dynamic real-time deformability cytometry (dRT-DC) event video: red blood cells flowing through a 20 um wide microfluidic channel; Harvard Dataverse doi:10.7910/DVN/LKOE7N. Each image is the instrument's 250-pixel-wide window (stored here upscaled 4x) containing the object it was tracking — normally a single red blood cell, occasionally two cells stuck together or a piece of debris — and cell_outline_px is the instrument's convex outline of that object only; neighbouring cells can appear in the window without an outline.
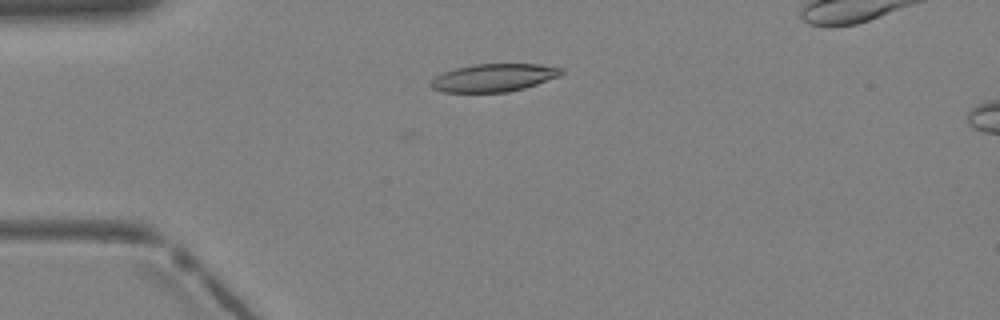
{"species": "Egyptian fruit bat (a non-hibernating species)", "species_latin": "Rousettus aegyptiacus", "temperature_condition": "warm", "stored_images_in_passage": 2, "camera_frame_rate_fps": 3000, "um_per_image_px": 0.085, "animal": {"sex": "female"}, "frame": {"image": 1, "passage_image": 1, "time_ms": 0.0, "image_size_px": [1000, 320], "cell_outline_px": [[564, 72], [560, 76], [524, 88], [508, 92], [444, 92], [432, 88], [428, 84], [436, 76], [444, 72], [456, 68], [476, 64], [540, 64], [560, 68]], "centroid_in_image_um": [41.96, 6.61], "position_along_channel_um": 43.0, "area_um2": 21.04}}